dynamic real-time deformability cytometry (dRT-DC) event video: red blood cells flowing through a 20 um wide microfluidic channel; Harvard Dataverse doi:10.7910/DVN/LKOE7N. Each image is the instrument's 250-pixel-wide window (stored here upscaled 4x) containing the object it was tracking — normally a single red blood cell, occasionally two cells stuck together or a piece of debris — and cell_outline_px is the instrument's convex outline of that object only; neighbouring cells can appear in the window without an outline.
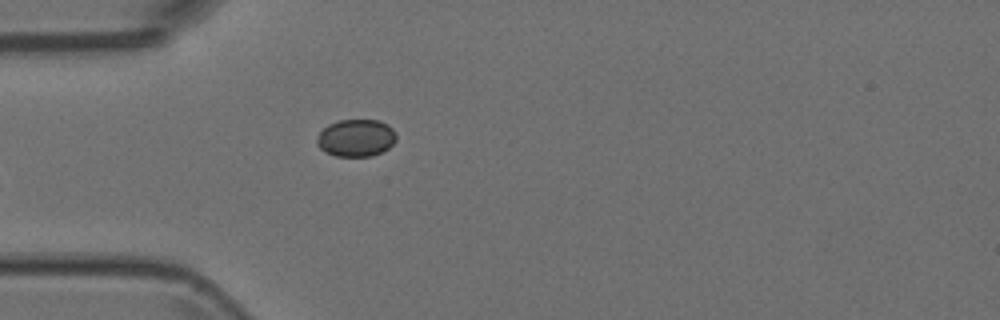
{"species": "Egyptian fruit bat (a non-hibernating species)", "species_latin": "Rousettus aegyptiacus", "temperature_condition": "room temperature", "stored_images_in_passage": 2, "camera_frame_rate_fps": 3000, "um_per_image_px": 0.085, "animal": {"sex": "female"}, "frame": {"image": 1, "passage_image": 2, "time_ms": 0.333, "image_size_px": [1000, 320], "cell_outline_px": [[396, 140], [388, 148], [372, 156], [336, 156], [324, 152], [316, 144], [316, 136], [328, 124], [340, 120], [380, 120], [388, 124], [396, 132]], "centroid_in_image_um": [30.25, 11.72], "position_along_channel_um": 54.7, "area_um2": 17.4}}